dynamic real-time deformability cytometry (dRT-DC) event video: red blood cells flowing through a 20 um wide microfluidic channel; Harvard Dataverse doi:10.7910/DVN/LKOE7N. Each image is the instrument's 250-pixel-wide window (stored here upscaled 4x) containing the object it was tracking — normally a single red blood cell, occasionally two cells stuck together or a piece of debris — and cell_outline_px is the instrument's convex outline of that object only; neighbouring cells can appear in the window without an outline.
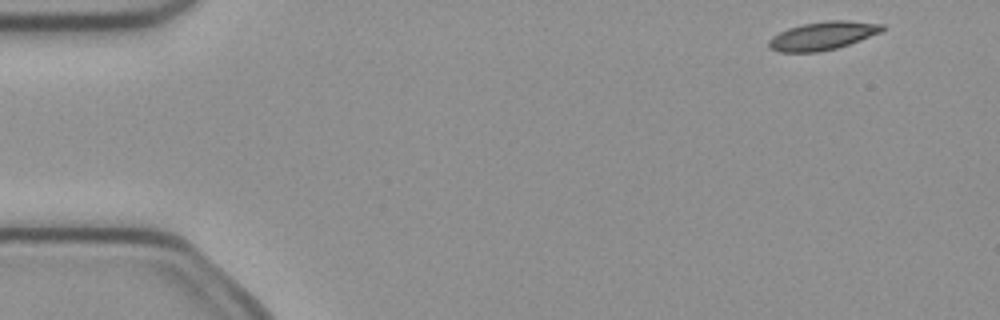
{"species": "common noctule bat (a hibernating species)", "species_latin": "Nyctalus noctula", "temperature_condition": "cold", "stored_images_in_passage": 3, "camera_frame_rate_fps": 3000, "um_per_image_px": 0.085, "animal": {"sex": "female", "body_mass_g": 21.9}, "frame": {"image": 1, "passage_image": 1, "time_ms": 0.0, "image_size_px": [1000, 320], "cell_outline_px": [[884, 28], [880, 32], [860, 40], [836, 48], [820, 52], [780, 52], [768, 48], [768, 40], [772, 36], [788, 28], [804, 24], [828, 20], [848, 20], [884, 24]], "centroid_in_image_um": [69.9, 3.04], "position_along_channel_um": 15.1, "area_um2": 18.61}}